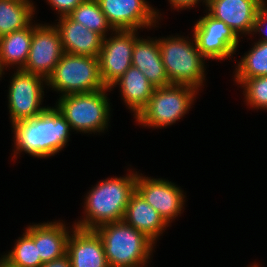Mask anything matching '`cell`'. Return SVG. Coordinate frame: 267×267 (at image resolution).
<instances>
[{
  "label": "cell",
  "instance_id": "e0dca14e",
  "mask_svg": "<svg viewBox=\"0 0 267 267\" xmlns=\"http://www.w3.org/2000/svg\"><path fill=\"white\" fill-rule=\"evenodd\" d=\"M132 66L138 68L156 88L171 85L162 63L157 41L137 39L133 48Z\"/></svg>",
  "mask_w": 267,
  "mask_h": 267
},
{
  "label": "cell",
  "instance_id": "4fadbf2b",
  "mask_svg": "<svg viewBox=\"0 0 267 267\" xmlns=\"http://www.w3.org/2000/svg\"><path fill=\"white\" fill-rule=\"evenodd\" d=\"M113 30H136L150 25L156 12L144 0H97Z\"/></svg>",
  "mask_w": 267,
  "mask_h": 267
},
{
  "label": "cell",
  "instance_id": "d4e9b609",
  "mask_svg": "<svg viewBox=\"0 0 267 267\" xmlns=\"http://www.w3.org/2000/svg\"><path fill=\"white\" fill-rule=\"evenodd\" d=\"M238 66V83L248 78L267 76V42H258Z\"/></svg>",
  "mask_w": 267,
  "mask_h": 267
},
{
  "label": "cell",
  "instance_id": "ffe728a7",
  "mask_svg": "<svg viewBox=\"0 0 267 267\" xmlns=\"http://www.w3.org/2000/svg\"><path fill=\"white\" fill-rule=\"evenodd\" d=\"M118 82H120L125 102L136 112L137 117L148 104L156 87L138 68L133 66L129 67L113 85Z\"/></svg>",
  "mask_w": 267,
  "mask_h": 267
},
{
  "label": "cell",
  "instance_id": "7c38bea8",
  "mask_svg": "<svg viewBox=\"0 0 267 267\" xmlns=\"http://www.w3.org/2000/svg\"><path fill=\"white\" fill-rule=\"evenodd\" d=\"M42 76L19 69L14 75L9 90V108L12 123L28 120L41 114L46 108H39L42 98Z\"/></svg>",
  "mask_w": 267,
  "mask_h": 267
},
{
  "label": "cell",
  "instance_id": "6da1fadb",
  "mask_svg": "<svg viewBox=\"0 0 267 267\" xmlns=\"http://www.w3.org/2000/svg\"><path fill=\"white\" fill-rule=\"evenodd\" d=\"M13 125L17 149L37 157H48L62 149L70 128L59 110L53 108H46L38 116Z\"/></svg>",
  "mask_w": 267,
  "mask_h": 267
},
{
  "label": "cell",
  "instance_id": "5b68a950",
  "mask_svg": "<svg viewBox=\"0 0 267 267\" xmlns=\"http://www.w3.org/2000/svg\"><path fill=\"white\" fill-rule=\"evenodd\" d=\"M161 59L171 84L189 85L197 89L202 83L204 57L196 46L180 38L158 41ZM195 47V48H194Z\"/></svg>",
  "mask_w": 267,
  "mask_h": 267
},
{
  "label": "cell",
  "instance_id": "52a82bcc",
  "mask_svg": "<svg viewBox=\"0 0 267 267\" xmlns=\"http://www.w3.org/2000/svg\"><path fill=\"white\" fill-rule=\"evenodd\" d=\"M194 89L196 88L189 85L177 84L155 88L148 104L136 117L137 120L154 127L174 123L189 108Z\"/></svg>",
  "mask_w": 267,
  "mask_h": 267
},
{
  "label": "cell",
  "instance_id": "44dd1931",
  "mask_svg": "<svg viewBox=\"0 0 267 267\" xmlns=\"http://www.w3.org/2000/svg\"><path fill=\"white\" fill-rule=\"evenodd\" d=\"M33 28L30 25L0 37V66L20 63L24 68L31 46Z\"/></svg>",
  "mask_w": 267,
  "mask_h": 267
},
{
  "label": "cell",
  "instance_id": "f546056e",
  "mask_svg": "<svg viewBox=\"0 0 267 267\" xmlns=\"http://www.w3.org/2000/svg\"><path fill=\"white\" fill-rule=\"evenodd\" d=\"M0 267H16V266L12 265L5 258H3V260H1L0 262Z\"/></svg>",
  "mask_w": 267,
  "mask_h": 267
},
{
  "label": "cell",
  "instance_id": "4dcf8cb0",
  "mask_svg": "<svg viewBox=\"0 0 267 267\" xmlns=\"http://www.w3.org/2000/svg\"><path fill=\"white\" fill-rule=\"evenodd\" d=\"M262 41H264V42H267V37H266V38H264V39H262Z\"/></svg>",
  "mask_w": 267,
  "mask_h": 267
},
{
  "label": "cell",
  "instance_id": "d6986e66",
  "mask_svg": "<svg viewBox=\"0 0 267 267\" xmlns=\"http://www.w3.org/2000/svg\"><path fill=\"white\" fill-rule=\"evenodd\" d=\"M68 237L63 224L34 225V243L41 262L46 263L65 255Z\"/></svg>",
  "mask_w": 267,
  "mask_h": 267
},
{
  "label": "cell",
  "instance_id": "8fae6325",
  "mask_svg": "<svg viewBox=\"0 0 267 267\" xmlns=\"http://www.w3.org/2000/svg\"><path fill=\"white\" fill-rule=\"evenodd\" d=\"M194 39L204 58L223 59L230 56L238 45V35L235 31L209 14L196 23Z\"/></svg>",
  "mask_w": 267,
  "mask_h": 267
},
{
  "label": "cell",
  "instance_id": "603a6c76",
  "mask_svg": "<svg viewBox=\"0 0 267 267\" xmlns=\"http://www.w3.org/2000/svg\"><path fill=\"white\" fill-rule=\"evenodd\" d=\"M68 16L103 38L105 29L111 27L97 0H84Z\"/></svg>",
  "mask_w": 267,
  "mask_h": 267
},
{
  "label": "cell",
  "instance_id": "8992f818",
  "mask_svg": "<svg viewBox=\"0 0 267 267\" xmlns=\"http://www.w3.org/2000/svg\"><path fill=\"white\" fill-rule=\"evenodd\" d=\"M105 90L63 95L57 109L73 129L84 132L102 130L109 112Z\"/></svg>",
  "mask_w": 267,
  "mask_h": 267
},
{
  "label": "cell",
  "instance_id": "3957f363",
  "mask_svg": "<svg viewBox=\"0 0 267 267\" xmlns=\"http://www.w3.org/2000/svg\"><path fill=\"white\" fill-rule=\"evenodd\" d=\"M99 227L95 231L103 242L110 267H136L148 259L153 241L142 232L125 221L111 222Z\"/></svg>",
  "mask_w": 267,
  "mask_h": 267
},
{
  "label": "cell",
  "instance_id": "ac0fdd59",
  "mask_svg": "<svg viewBox=\"0 0 267 267\" xmlns=\"http://www.w3.org/2000/svg\"><path fill=\"white\" fill-rule=\"evenodd\" d=\"M123 221L154 241L167 225L162 216L135 190L126 207Z\"/></svg>",
  "mask_w": 267,
  "mask_h": 267
},
{
  "label": "cell",
  "instance_id": "9c48e42d",
  "mask_svg": "<svg viewBox=\"0 0 267 267\" xmlns=\"http://www.w3.org/2000/svg\"><path fill=\"white\" fill-rule=\"evenodd\" d=\"M115 31L118 32V36L109 40L103 38L98 56L100 74L107 89L111 88L115 81L132 66L133 48L137 40L135 30Z\"/></svg>",
  "mask_w": 267,
  "mask_h": 267
},
{
  "label": "cell",
  "instance_id": "cb8c5ba5",
  "mask_svg": "<svg viewBox=\"0 0 267 267\" xmlns=\"http://www.w3.org/2000/svg\"><path fill=\"white\" fill-rule=\"evenodd\" d=\"M25 235L17 241L11 253L5 259L16 267H41L42 262L34 243V226L29 227Z\"/></svg>",
  "mask_w": 267,
  "mask_h": 267
},
{
  "label": "cell",
  "instance_id": "4316f807",
  "mask_svg": "<svg viewBox=\"0 0 267 267\" xmlns=\"http://www.w3.org/2000/svg\"><path fill=\"white\" fill-rule=\"evenodd\" d=\"M53 7L62 12V16H68L84 0H48Z\"/></svg>",
  "mask_w": 267,
  "mask_h": 267
},
{
  "label": "cell",
  "instance_id": "2e32d148",
  "mask_svg": "<svg viewBox=\"0 0 267 267\" xmlns=\"http://www.w3.org/2000/svg\"><path fill=\"white\" fill-rule=\"evenodd\" d=\"M58 29L64 53L98 57L103 37L84 25L75 22L69 16H61Z\"/></svg>",
  "mask_w": 267,
  "mask_h": 267
},
{
  "label": "cell",
  "instance_id": "7402d4cb",
  "mask_svg": "<svg viewBox=\"0 0 267 267\" xmlns=\"http://www.w3.org/2000/svg\"><path fill=\"white\" fill-rule=\"evenodd\" d=\"M32 9L28 0H0V37L27 27Z\"/></svg>",
  "mask_w": 267,
  "mask_h": 267
},
{
  "label": "cell",
  "instance_id": "7a4b0ae2",
  "mask_svg": "<svg viewBox=\"0 0 267 267\" xmlns=\"http://www.w3.org/2000/svg\"><path fill=\"white\" fill-rule=\"evenodd\" d=\"M136 179L137 175L132 174L98 184L87 197L86 212L89 217L76 227L95 230L103 224L123 221L129 199L136 190Z\"/></svg>",
  "mask_w": 267,
  "mask_h": 267
},
{
  "label": "cell",
  "instance_id": "f1b7e54d",
  "mask_svg": "<svg viewBox=\"0 0 267 267\" xmlns=\"http://www.w3.org/2000/svg\"><path fill=\"white\" fill-rule=\"evenodd\" d=\"M174 7H190L197 3L198 0H170Z\"/></svg>",
  "mask_w": 267,
  "mask_h": 267
},
{
  "label": "cell",
  "instance_id": "277c9868",
  "mask_svg": "<svg viewBox=\"0 0 267 267\" xmlns=\"http://www.w3.org/2000/svg\"><path fill=\"white\" fill-rule=\"evenodd\" d=\"M65 95L106 89L100 74L98 57L64 53L46 80Z\"/></svg>",
  "mask_w": 267,
  "mask_h": 267
},
{
  "label": "cell",
  "instance_id": "5bb4252c",
  "mask_svg": "<svg viewBox=\"0 0 267 267\" xmlns=\"http://www.w3.org/2000/svg\"><path fill=\"white\" fill-rule=\"evenodd\" d=\"M136 190L169 223L183 207V194L165 180L144 179L137 176ZM169 221V222H168Z\"/></svg>",
  "mask_w": 267,
  "mask_h": 267
},
{
  "label": "cell",
  "instance_id": "30bf717a",
  "mask_svg": "<svg viewBox=\"0 0 267 267\" xmlns=\"http://www.w3.org/2000/svg\"><path fill=\"white\" fill-rule=\"evenodd\" d=\"M63 54L58 29L50 26H36L33 29L29 56L22 70L48 79Z\"/></svg>",
  "mask_w": 267,
  "mask_h": 267
},
{
  "label": "cell",
  "instance_id": "484cf974",
  "mask_svg": "<svg viewBox=\"0 0 267 267\" xmlns=\"http://www.w3.org/2000/svg\"><path fill=\"white\" fill-rule=\"evenodd\" d=\"M248 103L255 107L267 108V76L244 79Z\"/></svg>",
  "mask_w": 267,
  "mask_h": 267
},
{
  "label": "cell",
  "instance_id": "ba28073f",
  "mask_svg": "<svg viewBox=\"0 0 267 267\" xmlns=\"http://www.w3.org/2000/svg\"><path fill=\"white\" fill-rule=\"evenodd\" d=\"M263 0H210L207 3L213 18L223 21L238 35L240 31H256L267 21Z\"/></svg>",
  "mask_w": 267,
  "mask_h": 267
},
{
  "label": "cell",
  "instance_id": "83f0119b",
  "mask_svg": "<svg viewBox=\"0 0 267 267\" xmlns=\"http://www.w3.org/2000/svg\"><path fill=\"white\" fill-rule=\"evenodd\" d=\"M41 267H72L70 258L66 253L62 257L43 263Z\"/></svg>",
  "mask_w": 267,
  "mask_h": 267
},
{
  "label": "cell",
  "instance_id": "9a60e30c",
  "mask_svg": "<svg viewBox=\"0 0 267 267\" xmlns=\"http://www.w3.org/2000/svg\"><path fill=\"white\" fill-rule=\"evenodd\" d=\"M72 267H110L103 242L95 230L75 227L67 240V252Z\"/></svg>",
  "mask_w": 267,
  "mask_h": 267
}]
</instances>
